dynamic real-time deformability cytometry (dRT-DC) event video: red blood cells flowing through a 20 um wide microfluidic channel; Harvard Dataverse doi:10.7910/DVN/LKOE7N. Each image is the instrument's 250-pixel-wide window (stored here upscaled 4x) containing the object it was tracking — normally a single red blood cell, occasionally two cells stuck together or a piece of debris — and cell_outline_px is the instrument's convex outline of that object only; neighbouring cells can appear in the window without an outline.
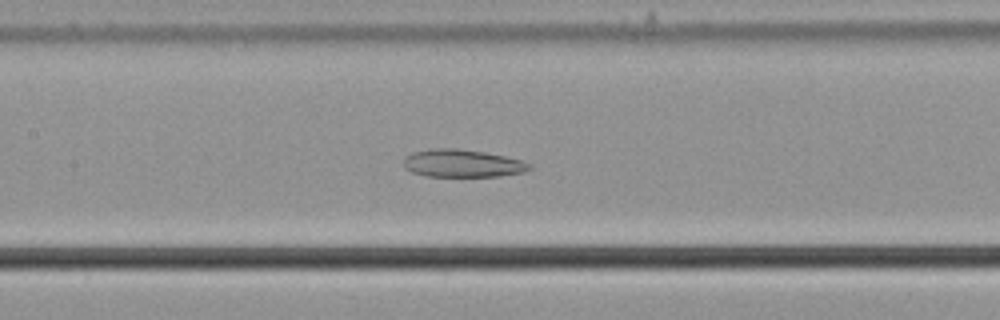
{"species": "common noctule bat (a hibernating species)", "species_latin": "Nyctalus noctula", "temperature_condition": "cold", "stored_images_in_passage": 51, "camera_frame_rate_fps": 3000, "um_per_image_px": 0.085, "animal": {"sex": "male", "body_mass_g": 21.5, "forearm_length_mm": 52.0}, "frame": {"image": 1, "passage_image": 22, "time_ms": 7.0, "image_size_px": [1000, 320], "cell_outline_px": [[532, 168], [524, 172], [500, 176], [428, 176], [412, 172], [404, 168], [404, 160], [412, 152], [428, 148], [456, 148], [484, 152], [504, 156], [520, 160], [532, 164]], "centroid_in_image_um": [39.3, 13.88], "position_along_channel_um": 168.1, "area_um2": 20.29}}
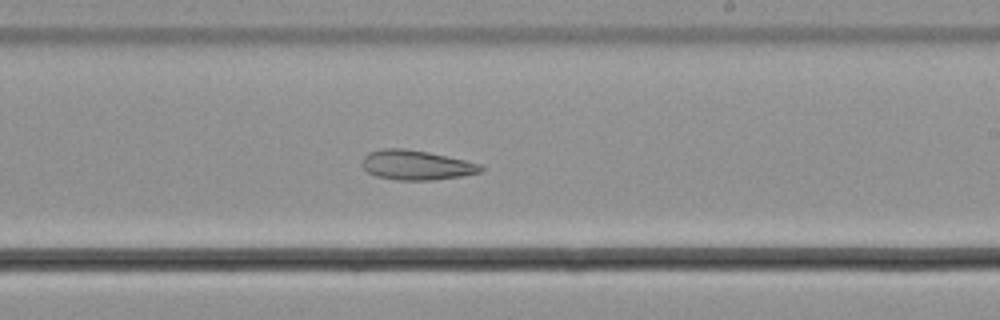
{"frame": {"image": 2, "passage_image": 29, "time_ms": 9.333, "image_size_px": [1000, 320], "cell_outline_px": [[484, 172], [460, 176], [432, 180], [396, 180], [376, 176], [368, 172], [364, 168], [364, 156], [368, 152], [384, 148], [404, 148], [428, 152], [464, 160], [480, 164], [484, 168]], "centroid_in_image_um": [35.4, 14.03], "position_along_channel_um": 253.6, "area_um2": 20.4}}
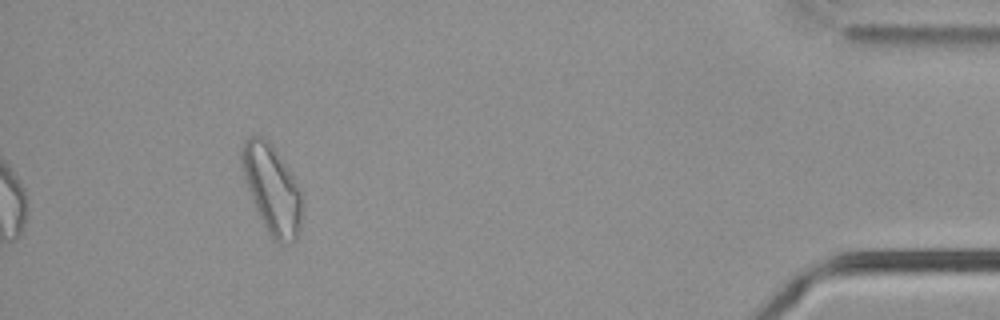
{"frame": {"image": 3, "passage_image": 47, "time_ms": 15.333, "image_size_px": [1000, 320], "cell_outline_px": [[304, 204], [300, 228], [296, 240], [284, 244], [280, 244], [272, 240], [256, 208], [240, 168], [240, 148], [244, 140], [248, 136], [264, 136], [272, 144], [292, 172], [300, 188], [304, 200]], "centroid_in_image_um": [23.14, 16.05], "position_along_channel_um": 412.1, "area_um2": 31.85}, "authors_computed_cell_mechanics": {"area_um2": 26.2412, "velocity_mm_per_s": 3.6737, "shape_relaxation_time_tau1_ms": null, "shape_relaxation_time_tau2_ms": 2.8584, "deformation_change_tau1": null, "deformation_change_tau2": 0.0932}}